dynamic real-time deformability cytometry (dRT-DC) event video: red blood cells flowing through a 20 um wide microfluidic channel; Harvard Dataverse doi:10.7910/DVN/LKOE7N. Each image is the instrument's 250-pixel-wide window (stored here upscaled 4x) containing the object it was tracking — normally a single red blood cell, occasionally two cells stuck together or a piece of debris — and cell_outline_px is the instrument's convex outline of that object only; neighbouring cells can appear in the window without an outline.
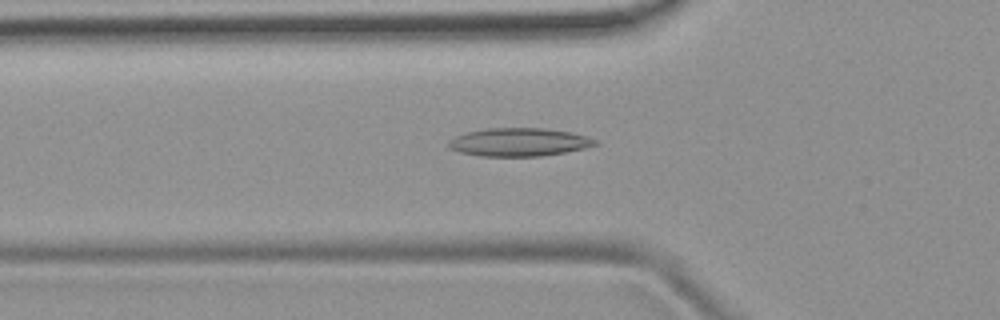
{"species": "common noctule bat (a hibernating species)", "species_latin": "Nyctalus noctula", "temperature_condition": "room temperature", "stored_images_in_passage": 51, "camera_frame_rate_fps": 3000, "um_per_image_px": 0.085, "animal": {"sex": "female", "body_mass_g": 19.9}, "frame": {"image": 1, "passage_image": 17, "time_ms": 5.333, "image_size_px": [1000, 320], "cell_outline_px": [[600, 144], [584, 148], [564, 152], [540, 156], [480, 156], [460, 152], [448, 148], [448, 140], [456, 136], [468, 132], [488, 128], [544, 128], [572, 132], [588, 136], [600, 140]], "centroid_in_image_um": [44.16, 12.08], "position_along_channel_um": 81.6, "area_um2": 24.22}}
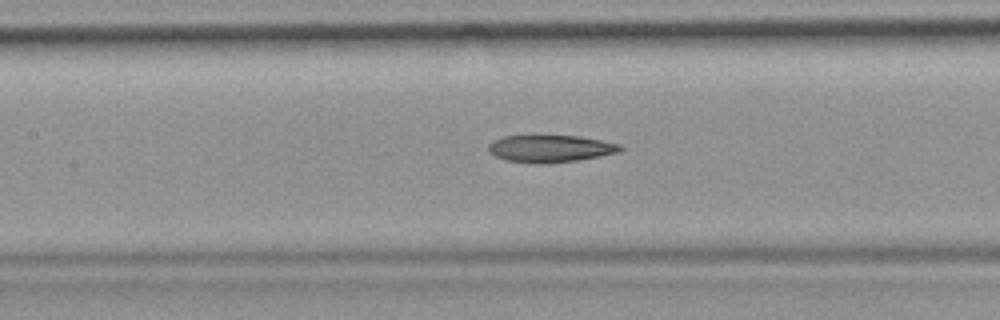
{"frame": {"image": 2, "passage_image": 23, "time_ms": 7.333, "image_size_px": [1000, 320], "cell_outline_px": [[624, 148], [620, 152], [580, 160], [504, 160], [488, 152], [488, 144], [504, 136], [580, 136], [620, 144]], "centroid_in_image_um": [46.84, 12.58], "position_along_channel_um": 160.6, "area_um2": 19.77}}
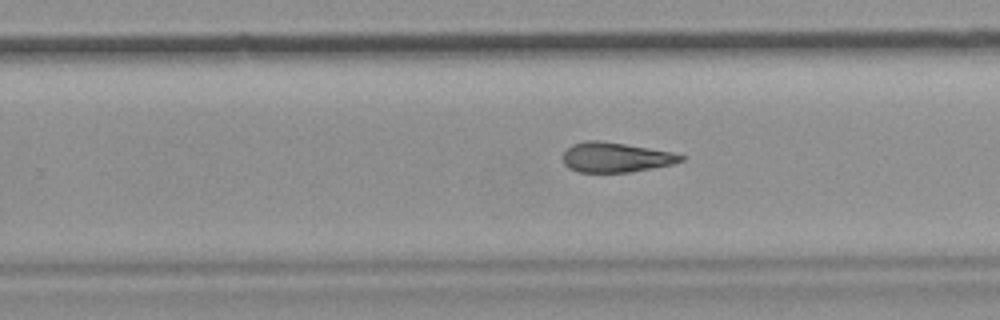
{"frame": {"image": 3, "passage_image": 32, "time_ms": 10.333, "image_size_px": [1000, 320], "cell_outline_px": [[688, 156], [684, 160], [672, 164], [652, 168], [628, 172], [580, 172], [568, 168], [564, 164], [564, 152], [572, 144], [584, 140], [600, 140], [672, 152]], "centroid_in_image_um": [52.34, 13.37], "position_along_channel_um": 277.5, "area_um2": 20.46}, "authors_computed_cell_mechanics": {"area_um2": 21.4438, "velocity_mm_per_s": 3.9108, "shape_relaxation_time_tau1_ms": null, "shape_relaxation_time_tau2_ms": 6.1378, "deformation_change_tau1": null, "deformation_change_tau2": 0.1791}}